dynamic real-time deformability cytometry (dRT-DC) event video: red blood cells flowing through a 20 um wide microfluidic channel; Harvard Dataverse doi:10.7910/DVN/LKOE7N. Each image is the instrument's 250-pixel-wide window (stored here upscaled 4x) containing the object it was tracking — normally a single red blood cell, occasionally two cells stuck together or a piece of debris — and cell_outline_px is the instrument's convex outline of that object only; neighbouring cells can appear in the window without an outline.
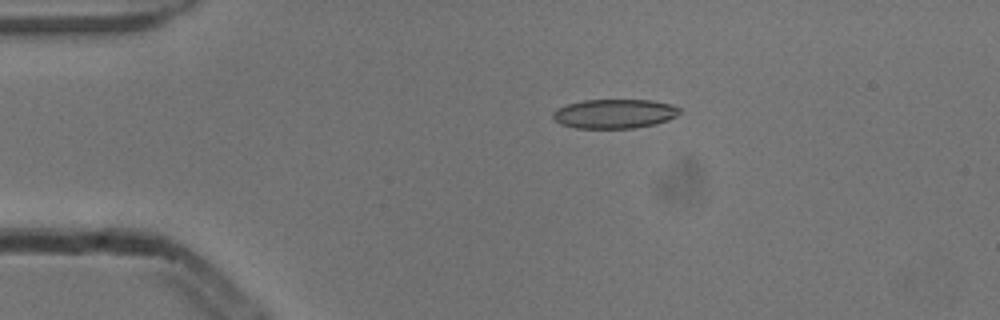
{"species": "common noctule bat (a hibernating species)", "species_latin": "Nyctalus noctula", "temperature_condition": "cold", "stored_images_in_passage": 4, "camera_frame_rate_fps": 3000, "um_per_image_px": 0.085, "animal": {"sex": "male", "body_mass_g": 13.3}, "frame": {"image": 1, "passage_image": 3, "time_ms": 0.667, "image_size_px": [1000, 320], "cell_outline_px": [[680, 112], [676, 116], [668, 120], [656, 124], [632, 128], [576, 128], [560, 124], [552, 116], [552, 112], [556, 108], [568, 104], [584, 100], [652, 100], [672, 104], [680, 108]], "centroid_in_image_um": [52.23, 9.66], "position_along_channel_um": 32.8, "area_um2": 21.68}}